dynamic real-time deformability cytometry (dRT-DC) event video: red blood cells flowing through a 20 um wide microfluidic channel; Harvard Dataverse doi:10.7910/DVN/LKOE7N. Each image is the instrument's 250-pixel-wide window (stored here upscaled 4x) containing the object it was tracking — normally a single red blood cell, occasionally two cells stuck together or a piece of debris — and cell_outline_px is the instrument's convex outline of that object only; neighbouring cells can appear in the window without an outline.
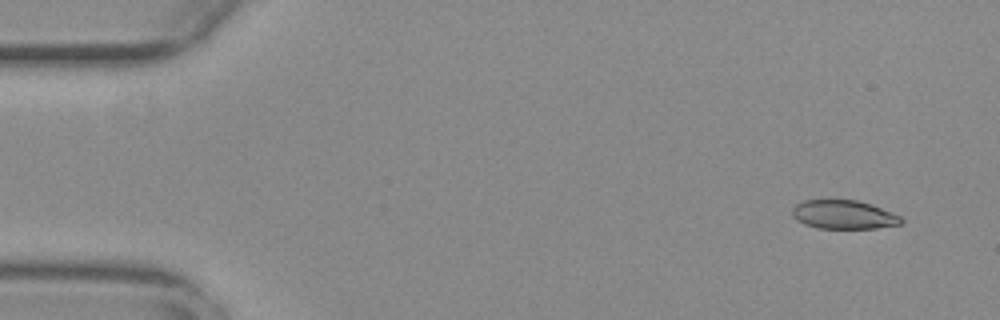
{"species": "common noctule bat (a hibernating species)", "species_latin": "Nyctalus noctula", "temperature_condition": "warm", "stored_images_in_passage": 55, "camera_frame_rate_fps": 3000, "um_per_image_px": 0.085, "animal": {"sex": "female", "body_mass_g": 29.2, "forearm_length_mm": 56.3}, "frame": {"image": 1, "passage_image": 4, "time_ms": 1.0, "image_size_px": [1000, 320], "cell_outline_px": [[904, 224], [876, 228], [816, 228], [804, 224], [796, 220], [792, 216], [792, 208], [796, 204], [804, 200], [856, 200], [872, 204], [892, 212], [900, 216], [904, 220]], "centroid_in_image_um": [71.72, 18.25], "position_along_channel_um": 13.3, "area_um2": 18.44}}
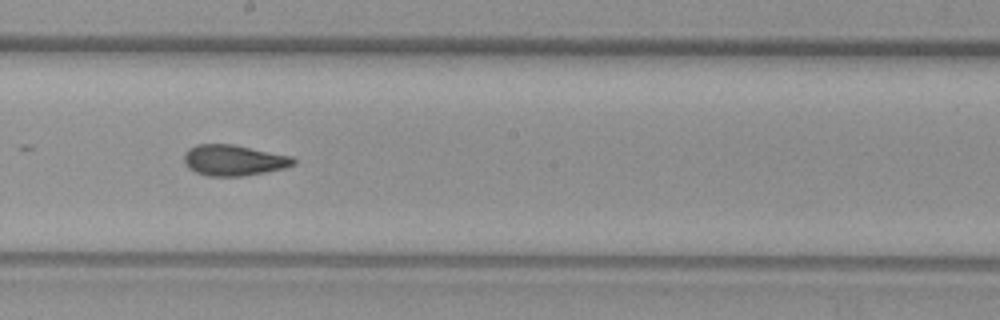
{"frame": {"image": 2, "passage_image": 31, "time_ms": 10.0, "image_size_px": [1000, 320], "cell_outline_px": [[296, 164], [284, 168], [264, 172], [240, 176], [208, 176], [196, 172], [188, 168], [184, 160], [184, 152], [188, 148], [196, 144], [232, 144], [292, 156], [296, 160]], "centroid_in_image_um": [19.85, 13.61], "position_along_channel_um": 228.4, "area_um2": 19.65}}
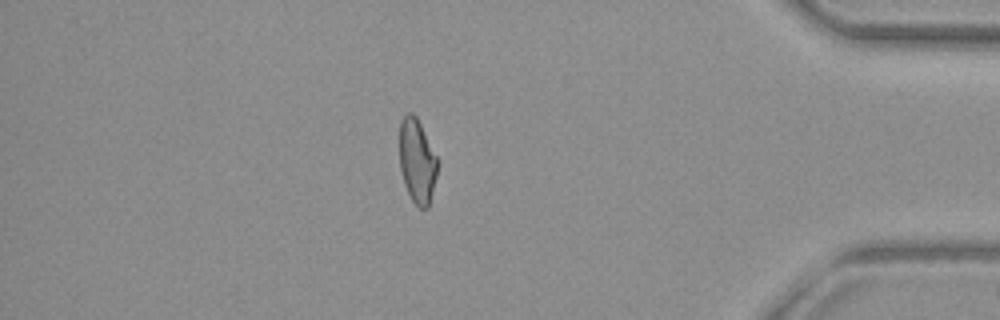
{"frame": {"image": 3, "passage_image": 48, "time_ms": 15.667, "image_size_px": [1000, 320], "cell_outline_px": [[440, 160], [428, 208], [420, 208], [412, 200], [404, 184], [400, 168], [400, 120], [408, 112], [412, 112], [416, 116]], "centroid_in_image_um": [35.47, 13.66], "position_along_channel_um": 399.7, "area_um2": 18.79}, "authors_computed_cell_mechanics": {"area_um2": 19.652, "velocity_mm_per_s": 3.7494, "shape_relaxation_time_tau1_ms": null, "shape_relaxation_time_tau2_ms": 1.8679, "deformation_change_tau1": null, "deformation_change_tau2": 0.0886}}